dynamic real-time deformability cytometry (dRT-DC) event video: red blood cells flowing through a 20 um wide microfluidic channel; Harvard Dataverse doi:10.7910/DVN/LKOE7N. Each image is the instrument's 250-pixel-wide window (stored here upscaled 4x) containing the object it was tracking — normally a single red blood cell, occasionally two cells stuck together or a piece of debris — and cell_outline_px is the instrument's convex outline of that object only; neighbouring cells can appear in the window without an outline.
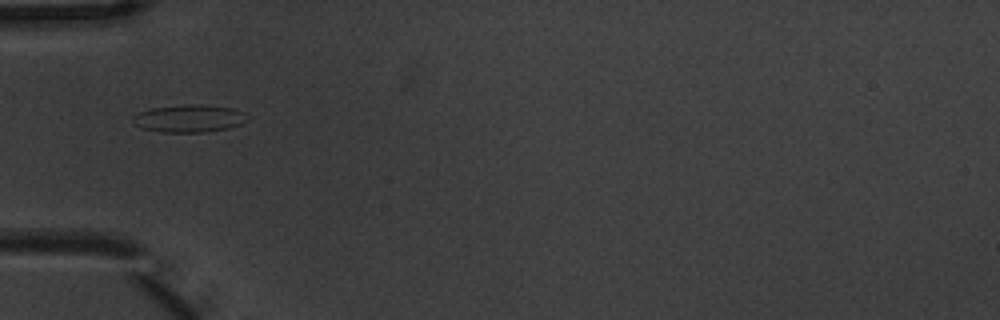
{"species": "common noctule bat (a hibernating species)", "species_latin": "Nyctalus noctula", "temperature_condition": "warm", "stored_images_in_passage": 4, "camera_frame_rate_fps": 3000, "um_per_image_px": 0.085, "animal": {"sex": "male", "body_mass_g": 20.1, "forearm_length_mm": 53.5}, "frame": {"image": 1, "passage_image": 2, "time_ms": 0.333, "image_size_px": [1000, 320], "cell_outline_px": [[252, 116], [248, 120], [240, 124], [228, 128], [204, 132], [160, 132], [140, 128], [132, 120], [132, 116], [140, 112], [152, 108], [184, 104], [200, 104], [236, 108]], "centroid_in_image_um": [16.13, 10.06], "position_along_channel_um": 68.9, "area_um2": 18.67}}
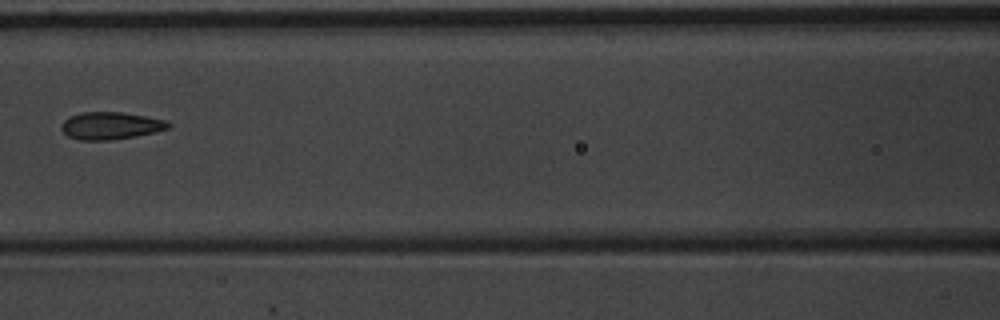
{"frame": {"image": 2, "passage_image": 4, "time_ms": 1.0, "image_size_px": [1000, 320], "cell_outline_px": [[172, 128], [156, 132], [136, 136], [112, 140], [80, 140], [68, 136], [60, 128], [60, 124], [64, 120], [80, 112], [124, 112], [164, 120], [172, 124]], "centroid_in_image_um": [9.42, 10.69], "position_along_channel_um": 157.2, "area_um2": 17.17}}